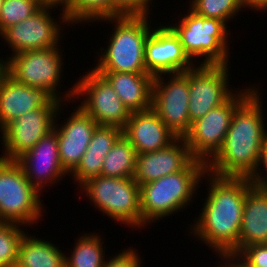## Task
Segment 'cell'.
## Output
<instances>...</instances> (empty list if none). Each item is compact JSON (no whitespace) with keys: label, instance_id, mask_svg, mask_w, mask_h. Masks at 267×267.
Returning a JSON list of instances; mask_svg holds the SVG:
<instances>
[{"label":"cell","instance_id":"obj_1","mask_svg":"<svg viewBox=\"0 0 267 267\" xmlns=\"http://www.w3.org/2000/svg\"><path fill=\"white\" fill-rule=\"evenodd\" d=\"M208 193L202 213L190 233L216 254H229L239 242L244 201L252 186L249 178L217 177L208 173Z\"/></svg>","mask_w":267,"mask_h":267},{"label":"cell","instance_id":"obj_2","mask_svg":"<svg viewBox=\"0 0 267 267\" xmlns=\"http://www.w3.org/2000/svg\"><path fill=\"white\" fill-rule=\"evenodd\" d=\"M258 91L259 86L233 113L222 148L206 164L208 173L217 177L250 178L255 172L267 137L262 96Z\"/></svg>","mask_w":267,"mask_h":267},{"label":"cell","instance_id":"obj_3","mask_svg":"<svg viewBox=\"0 0 267 267\" xmlns=\"http://www.w3.org/2000/svg\"><path fill=\"white\" fill-rule=\"evenodd\" d=\"M207 176L206 163L194 159L180 172L140 185L142 226L185 210L191 199H195L196 188L203 179H208Z\"/></svg>","mask_w":267,"mask_h":267},{"label":"cell","instance_id":"obj_4","mask_svg":"<svg viewBox=\"0 0 267 267\" xmlns=\"http://www.w3.org/2000/svg\"><path fill=\"white\" fill-rule=\"evenodd\" d=\"M148 18L150 16L119 15L98 20L114 23V31L107 48H100L99 61L92 69L96 72L148 73L144 57L145 43L152 31Z\"/></svg>","mask_w":267,"mask_h":267},{"label":"cell","instance_id":"obj_5","mask_svg":"<svg viewBox=\"0 0 267 267\" xmlns=\"http://www.w3.org/2000/svg\"><path fill=\"white\" fill-rule=\"evenodd\" d=\"M187 13L177 24L167 25L180 39L184 52L190 60L195 63L197 58L205 57L204 61L201 60L198 64L229 65L228 35H231L227 29L229 26L219 19L200 16L190 8Z\"/></svg>","mask_w":267,"mask_h":267},{"label":"cell","instance_id":"obj_6","mask_svg":"<svg viewBox=\"0 0 267 267\" xmlns=\"http://www.w3.org/2000/svg\"><path fill=\"white\" fill-rule=\"evenodd\" d=\"M80 187L103 214L120 224L142 229L140 186L134 178L99 175Z\"/></svg>","mask_w":267,"mask_h":267},{"label":"cell","instance_id":"obj_7","mask_svg":"<svg viewBox=\"0 0 267 267\" xmlns=\"http://www.w3.org/2000/svg\"><path fill=\"white\" fill-rule=\"evenodd\" d=\"M59 47L58 45L54 48L24 51L11 55L8 59L6 56V60L2 58L0 61L4 62L6 72L17 82L34 88H43L62 102H74L75 86L70 87L63 97L58 91L64 65L60 51L62 49Z\"/></svg>","mask_w":267,"mask_h":267},{"label":"cell","instance_id":"obj_8","mask_svg":"<svg viewBox=\"0 0 267 267\" xmlns=\"http://www.w3.org/2000/svg\"><path fill=\"white\" fill-rule=\"evenodd\" d=\"M39 194L16 161L0 159V222L23 226L39 222L44 216Z\"/></svg>","mask_w":267,"mask_h":267},{"label":"cell","instance_id":"obj_9","mask_svg":"<svg viewBox=\"0 0 267 267\" xmlns=\"http://www.w3.org/2000/svg\"><path fill=\"white\" fill-rule=\"evenodd\" d=\"M251 87L240 91L236 90L225 103L213 108L191 124L190 131L184 136V139L195 159L207 164L222 148L233 113L256 89V86Z\"/></svg>","mask_w":267,"mask_h":267},{"label":"cell","instance_id":"obj_10","mask_svg":"<svg viewBox=\"0 0 267 267\" xmlns=\"http://www.w3.org/2000/svg\"><path fill=\"white\" fill-rule=\"evenodd\" d=\"M74 83V99L83 97L78 105L100 126H112L124 129L130 116L109 81L91 69ZM81 96V97H80ZM85 96V98H84Z\"/></svg>","mask_w":267,"mask_h":267},{"label":"cell","instance_id":"obj_11","mask_svg":"<svg viewBox=\"0 0 267 267\" xmlns=\"http://www.w3.org/2000/svg\"><path fill=\"white\" fill-rule=\"evenodd\" d=\"M189 95V70L154 76L151 108L177 137H184L191 128Z\"/></svg>","mask_w":267,"mask_h":267},{"label":"cell","instance_id":"obj_12","mask_svg":"<svg viewBox=\"0 0 267 267\" xmlns=\"http://www.w3.org/2000/svg\"><path fill=\"white\" fill-rule=\"evenodd\" d=\"M56 5L44 4L35 14L28 19L5 29L0 36L7 42L13 52L12 55L31 50H41L57 47L61 40V24L70 25L63 7H60V21L52 18V12ZM60 23V26L59 24Z\"/></svg>","mask_w":267,"mask_h":267},{"label":"cell","instance_id":"obj_13","mask_svg":"<svg viewBox=\"0 0 267 267\" xmlns=\"http://www.w3.org/2000/svg\"><path fill=\"white\" fill-rule=\"evenodd\" d=\"M229 65H196L189 70L190 124L225 103L236 91L229 89ZM228 67V68H227Z\"/></svg>","mask_w":267,"mask_h":267},{"label":"cell","instance_id":"obj_14","mask_svg":"<svg viewBox=\"0 0 267 267\" xmlns=\"http://www.w3.org/2000/svg\"><path fill=\"white\" fill-rule=\"evenodd\" d=\"M60 107L37 108L14 119L1 132L4 151L0 159L16 161L31 150L35 144L54 129Z\"/></svg>","mask_w":267,"mask_h":267},{"label":"cell","instance_id":"obj_15","mask_svg":"<svg viewBox=\"0 0 267 267\" xmlns=\"http://www.w3.org/2000/svg\"><path fill=\"white\" fill-rule=\"evenodd\" d=\"M145 66L149 74L181 73L194 67L180 43V39L167 25L155 28L145 43Z\"/></svg>","mask_w":267,"mask_h":267},{"label":"cell","instance_id":"obj_16","mask_svg":"<svg viewBox=\"0 0 267 267\" xmlns=\"http://www.w3.org/2000/svg\"><path fill=\"white\" fill-rule=\"evenodd\" d=\"M16 162L22 167L25 177L40 193L45 189V185L51 186L56 181L58 183L59 180H63L66 175L69 176L61 165L58 138L54 130L41 138Z\"/></svg>","mask_w":267,"mask_h":267},{"label":"cell","instance_id":"obj_17","mask_svg":"<svg viewBox=\"0 0 267 267\" xmlns=\"http://www.w3.org/2000/svg\"><path fill=\"white\" fill-rule=\"evenodd\" d=\"M64 102L55 99L43 88L17 82L6 71L0 78V129L14 119L37 108L60 107Z\"/></svg>","mask_w":267,"mask_h":267},{"label":"cell","instance_id":"obj_18","mask_svg":"<svg viewBox=\"0 0 267 267\" xmlns=\"http://www.w3.org/2000/svg\"><path fill=\"white\" fill-rule=\"evenodd\" d=\"M73 111L60 126L55 119L53 129L57 133L61 165L69 174L80 163L98 126L79 106Z\"/></svg>","mask_w":267,"mask_h":267},{"label":"cell","instance_id":"obj_19","mask_svg":"<svg viewBox=\"0 0 267 267\" xmlns=\"http://www.w3.org/2000/svg\"><path fill=\"white\" fill-rule=\"evenodd\" d=\"M194 159L184 137H177L161 150L138 154L134 180L143 185L184 170Z\"/></svg>","mask_w":267,"mask_h":267},{"label":"cell","instance_id":"obj_20","mask_svg":"<svg viewBox=\"0 0 267 267\" xmlns=\"http://www.w3.org/2000/svg\"><path fill=\"white\" fill-rule=\"evenodd\" d=\"M123 135L138 154L161 150L177 138L152 108L130 113Z\"/></svg>","mask_w":267,"mask_h":267},{"label":"cell","instance_id":"obj_21","mask_svg":"<svg viewBox=\"0 0 267 267\" xmlns=\"http://www.w3.org/2000/svg\"><path fill=\"white\" fill-rule=\"evenodd\" d=\"M267 243V188L248 189L238 245L229 253L238 255L245 247Z\"/></svg>","mask_w":267,"mask_h":267},{"label":"cell","instance_id":"obj_22","mask_svg":"<svg viewBox=\"0 0 267 267\" xmlns=\"http://www.w3.org/2000/svg\"><path fill=\"white\" fill-rule=\"evenodd\" d=\"M112 85L130 113L145 111L152 106L154 76L149 73L98 72Z\"/></svg>","mask_w":267,"mask_h":267},{"label":"cell","instance_id":"obj_23","mask_svg":"<svg viewBox=\"0 0 267 267\" xmlns=\"http://www.w3.org/2000/svg\"><path fill=\"white\" fill-rule=\"evenodd\" d=\"M31 235L22 238L15 267H66L65 254L56 244Z\"/></svg>","mask_w":267,"mask_h":267},{"label":"cell","instance_id":"obj_24","mask_svg":"<svg viewBox=\"0 0 267 267\" xmlns=\"http://www.w3.org/2000/svg\"><path fill=\"white\" fill-rule=\"evenodd\" d=\"M136 148L122 134L104 158L101 175L134 178L137 160Z\"/></svg>","mask_w":267,"mask_h":267},{"label":"cell","instance_id":"obj_25","mask_svg":"<svg viewBox=\"0 0 267 267\" xmlns=\"http://www.w3.org/2000/svg\"><path fill=\"white\" fill-rule=\"evenodd\" d=\"M99 233L84 234L77 238L71 255H65L66 267H103L105 249ZM104 252V253H103Z\"/></svg>","mask_w":267,"mask_h":267},{"label":"cell","instance_id":"obj_26","mask_svg":"<svg viewBox=\"0 0 267 267\" xmlns=\"http://www.w3.org/2000/svg\"><path fill=\"white\" fill-rule=\"evenodd\" d=\"M63 9L73 26L113 17L112 0H69Z\"/></svg>","mask_w":267,"mask_h":267},{"label":"cell","instance_id":"obj_27","mask_svg":"<svg viewBox=\"0 0 267 267\" xmlns=\"http://www.w3.org/2000/svg\"><path fill=\"white\" fill-rule=\"evenodd\" d=\"M190 9L196 14L211 18L219 19L226 24L237 16L241 9L245 8L243 0H191Z\"/></svg>","mask_w":267,"mask_h":267},{"label":"cell","instance_id":"obj_28","mask_svg":"<svg viewBox=\"0 0 267 267\" xmlns=\"http://www.w3.org/2000/svg\"><path fill=\"white\" fill-rule=\"evenodd\" d=\"M24 235V228L20 224L0 222V264L3 267L16 266Z\"/></svg>","mask_w":267,"mask_h":267},{"label":"cell","instance_id":"obj_29","mask_svg":"<svg viewBox=\"0 0 267 267\" xmlns=\"http://www.w3.org/2000/svg\"><path fill=\"white\" fill-rule=\"evenodd\" d=\"M44 3L40 0H4L0 13V34L35 14Z\"/></svg>","mask_w":267,"mask_h":267},{"label":"cell","instance_id":"obj_30","mask_svg":"<svg viewBox=\"0 0 267 267\" xmlns=\"http://www.w3.org/2000/svg\"><path fill=\"white\" fill-rule=\"evenodd\" d=\"M123 134V130L112 126L98 125L93 132L88 148L84 154L106 156L116 140Z\"/></svg>","mask_w":267,"mask_h":267},{"label":"cell","instance_id":"obj_31","mask_svg":"<svg viewBox=\"0 0 267 267\" xmlns=\"http://www.w3.org/2000/svg\"><path fill=\"white\" fill-rule=\"evenodd\" d=\"M104 155L84 154L77 167L69 174L72 175L78 187L89 179L101 175Z\"/></svg>","mask_w":267,"mask_h":267},{"label":"cell","instance_id":"obj_32","mask_svg":"<svg viewBox=\"0 0 267 267\" xmlns=\"http://www.w3.org/2000/svg\"><path fill=\"white\" fill-rule=\"evenodd\" d=\"M113 17L119 15H150L152 0H112Z\"/></svg>","mask_w":267,"mask_h":267},{"label":"cell","instance_id":"obj_33","mask_svg":"<svg viewBox=\"0 0 267 267\" xmlns=\"http://www.w3.org/2000/svg\"><path fill=\"white\" fill-rule=\"evenodd\" d=\"M237 256L248 267L267 266V243L247 246Z\"/></svg>","mask_w":267,"mask_h":267},{"label":"cell","instance_id":"obj_34","mask_svg":"<svg viewBox=\"0 0 267 267\" xmlns=\"http://www.w3.org/2000/svg\"><path fill=\"white\" fill-rule=\"evenodd\" d=\"M137 251L133 247L123 249L118 255L115 254L114 257H110L112 259H106L103 267H141L143 266L141 265L142 259Z\"/></svg>","mask_w":267,"mask_h":267},{"label":"cell","instance_id":"obj_35","mask_svg":"<svg viewBox=\"0 0 267 267\" xmlns=\"http://www.w3.org/2000/svg\"><path fill=\"white\" fill-rule=\"evenodd\" d=\"M262 164H263V169H261ZM263 170L266 172H264ZM262 173L263 174L266 173V174L263 176ZM249 180L251 181V184L253 186H256L259 188H267V137L265 139L264 146H263L261 154H260L257 168H256L255 172L253 173V175L249 178Z\"/></svg>","mask_w":267,"mask_h":267},{"label":"cell","instance_id":"obj_36","mask_svg":"<svg viewBox=\"0 0 267 267\" xmlns=\"http://www.w3.org/2000/svg\"><path fill=\"white\" fill-rule=\"evenodd\" d=\"M219 256L222 259V263L219 264L218 267H248L242 259H240L237 255L234 254H217L216 257ZM234 260V261H233ZM226 261V262H225Z\"/></svg>","mask_w":267,"mask_h":267},{"label":"cell","instance_id":"obj_37","mask_svg":"<svg viewBox=\"0 0 267 267\" xmlns=\"http://www.w3.org/2000/svg\"><path fill=\"white\" fill-rule=\"evenodd\" d=\"M246 8L254 9L253 11L267 10V0H243Z\"/></svg>","mask_w":267,"mask_h":267},{"label":"cell","instance_id":"obj_38","mask_svg":"<svg viewBox=\"0 0 267 267\" xmlns=\"http://www.w3.org/2000/svg\"><path fill=\"white\" fill-rule=\"evenodd\" d=\"M42 3L44 4H50V5H56V6H59V7H65L69 0H40Z\"/></svg>","mask_w":267,"mask_h":267},{"label":"cell","instance_id":"obj_39","mask_svg":"<svg viewBox=\"0 0 267 267\" xmlns=\"http://www.w3.org/2000/svg\"><path fill=\"white\" fill-rule=\"evenodd\" d=\"M6 71L4 62L0 61V78L2 77L3 73Z\"/></svg>","mask_w":267,"mask_h":267},{"label":"cell","instance_id":"obj_40","mask_svg":"<svg viewBox=\"0 0 267 267\" xmlns=\"http://www.w3.org/2000/svg\"><path fill=\"white\" fill-rule=\"evenodd\" d=\"M3 2H4V0H0V13H1V9H2V6H3Z\"/></svg>","mask_w":267,"mask_h":267}]
</instances>
